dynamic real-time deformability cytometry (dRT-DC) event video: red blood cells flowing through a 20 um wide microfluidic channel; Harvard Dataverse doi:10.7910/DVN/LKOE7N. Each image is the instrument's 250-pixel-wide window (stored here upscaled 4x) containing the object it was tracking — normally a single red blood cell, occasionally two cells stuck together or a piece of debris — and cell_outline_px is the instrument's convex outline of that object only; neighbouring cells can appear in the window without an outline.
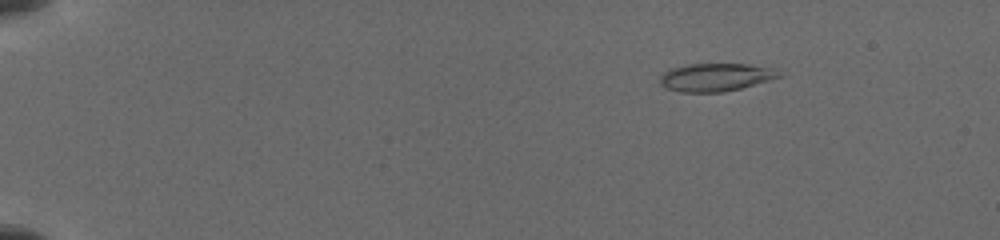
{"species": "common noctule bat (a hibernating species)", "species_latin": "Nyctalus noctula", "temperature_condition": "cold", "stored_images_in_passage": 6, "camera_frame_rate_fps": 3000, "um_per_image_px": 0.085, "animal": {"sex": "female", "body_mass_g": 19.5, "forearm_length_mm": 54.1}, "frame": {"image": 1, "passage_image": 2, "time_ms": 1.0, "image_size_px": [1000, 240], "cell_outline_px": [[788, 72], [784, 76], [740, 88], [720, 92], [680, 92], [668, 88], [660, 84], [660, 76], [664, 72], [672, 68], [688, 64], [748, 64], [772, 68]], "centroid_in_image_um": [60.91, 6.55], "position_along_channel_um": 24.1, "area_um2": 19.48}}